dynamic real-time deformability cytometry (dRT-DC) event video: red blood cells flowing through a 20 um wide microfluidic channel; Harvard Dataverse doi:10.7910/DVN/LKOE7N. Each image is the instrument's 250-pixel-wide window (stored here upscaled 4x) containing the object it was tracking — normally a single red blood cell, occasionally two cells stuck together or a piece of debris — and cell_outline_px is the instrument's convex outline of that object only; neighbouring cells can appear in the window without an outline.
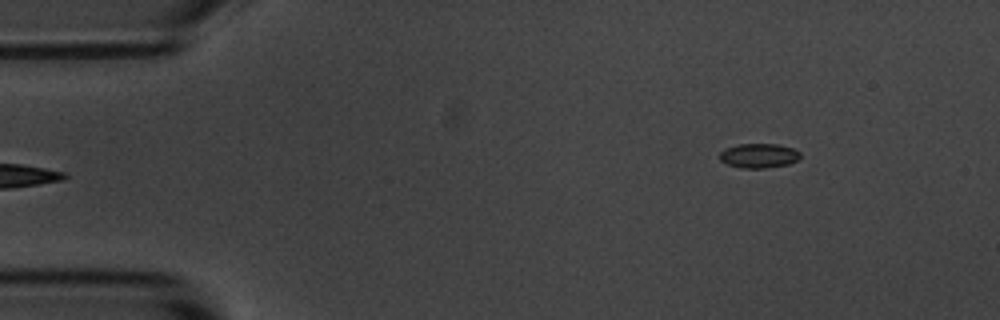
{"species": "common noctule bat (a hibernating species)", "species_latin": "Nyctalus noctula", "temperature_condition": "room temperature", "stored_images_in_passage": 6, "camera_frame_rate_fps": 3000, "um_per_image_px": 0.085, "animal": {"sex": "male", "body_mass_g": 20.1, "forearm_length_mm": 53.5}, "frame": {"image": 1, "passage_image": 6, "time_ms": 6.0, "image_size_px": [1000, 320], "cell_outline_px": [[800, 156], [796, 160], [788, 164], [764, 168], [744, 168], [728, 164], [720, 160], [720, 152], [724, 148], [740, 144], [776, 144], [792, 148], [800, 152]], "centroid_in_image_um": [64.48, 13.22], "position_along_channel_um": 20.5, "area_um2": 11.33}}